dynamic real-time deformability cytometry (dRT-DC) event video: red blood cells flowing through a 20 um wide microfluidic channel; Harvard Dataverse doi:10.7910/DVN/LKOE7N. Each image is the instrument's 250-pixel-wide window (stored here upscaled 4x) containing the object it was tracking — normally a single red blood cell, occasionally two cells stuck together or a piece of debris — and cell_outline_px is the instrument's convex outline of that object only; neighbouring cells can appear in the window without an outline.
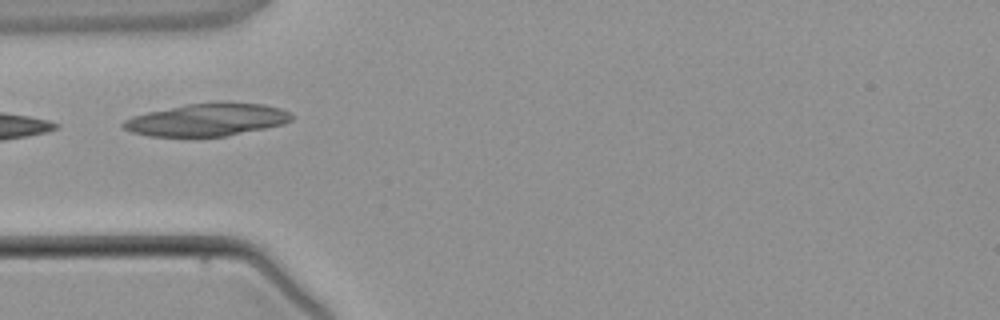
{"species": "common noctule bat (a hibernating species)", "species_latin": "Nyctalus noctula", "temperature_condition": "warm", "stored_images_in_passage": 4, "camera_frame_rate_fps": 3000, "um_per_image_px": 0.085, "animal": {"sex": "male", "body_mass_g": 21.5, "forearm_length_mm": 52.0}, "frame": {"image": 1, "passage_image": 4, "time_ms": 3.667, "image_size_px": [1000, 320], "cell_outline_px": [[292, 120], [284, 124], [228, 136], [148, 136], [132, 132], [124, 128], [120, 124], [124, 120], [132, 116], [148, 112], [188, 104], [220, 100], [228, 100], [264, 104], [280, 108], [288, 112], [292, 116]], "centroid_in_image_um": [17.64, 10.15], "position_along_channel_um": 67.4, "area_um2": 32.37}}